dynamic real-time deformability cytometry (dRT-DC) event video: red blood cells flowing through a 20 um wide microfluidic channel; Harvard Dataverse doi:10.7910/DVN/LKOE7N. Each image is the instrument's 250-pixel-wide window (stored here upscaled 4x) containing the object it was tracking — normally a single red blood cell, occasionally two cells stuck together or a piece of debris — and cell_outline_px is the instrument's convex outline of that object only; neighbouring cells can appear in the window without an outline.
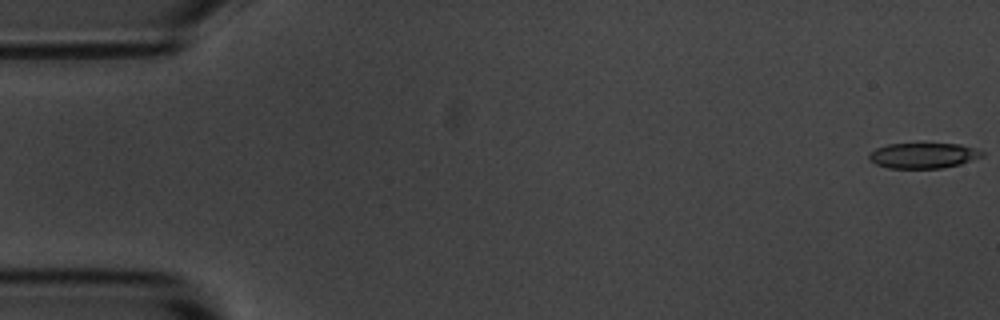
{"species": "common noctule bat (a hibernating species)", "species_latin": "Nyctalus noctula", "temperature_condition": "room temperature", "stored_images_in_passage": 7, "camera_frame_rate_fps": 3000, "um_per_image_px": 0.085, "animal": {"sex": "male", "body_mass_g": 20.1, "forearm_length_mm": 53.5}, "frame": {"image": 1, "passage_image": 1, "time_ms": 0.0, "image_size_px": [1000, 320], "cell_outline_px": [[984, 156], [960, 164], [944, 168], [888, 168], [876, 164], [868, 160], [868, 156], [876, 148], [888, 144], [960, 144], [984, 152]], "centroid_in_image_um": [78.47, 13.23], "position_along_channel_um": 6.5, "area_um2": 16.65}}
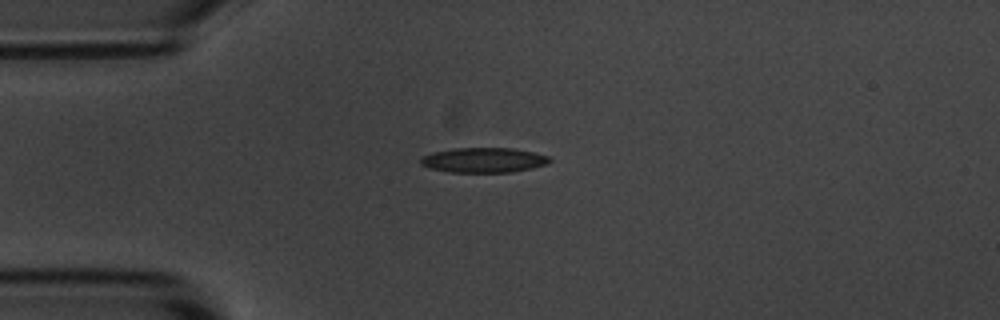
{"frame": {"image": 2, "passage_image": 5, "time_ms": 4.333, "image_size_px": [1000, 320], "cell_outline_px": [[552, 160], [548, 164], [532, 168], [512, 172], [452, 172], [432, 168], [420, 164], [420, 160], [424, 156], [432, 152], [452, 148], [512, 148], [532, 152], [548, 156]], "centroid_in_image_um": [41.14, 13.6], "position_along_channel_um": 43.9, "area_um2": 18.61}}
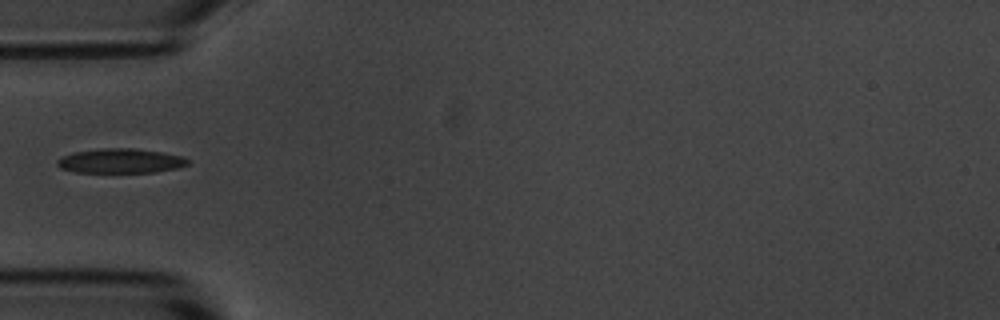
{"frame": {"image": 3, "passage_image": 6, "time_ms": 5.667, "image_size_px": [1000, 320], "cell_outline_px": [[188, 164], [176, 168], [156, 172], [76, 172], [60, 168], [56, 164], [56, 160], [60, 156], [72, 152], [104, 148], [132, 148], [160, 152], [184, 156], [188, 160]], "centroid_in_image_um": [10.2, 13.67], "position_along_channel_um": 74.8, "area_um2": 18.67}}